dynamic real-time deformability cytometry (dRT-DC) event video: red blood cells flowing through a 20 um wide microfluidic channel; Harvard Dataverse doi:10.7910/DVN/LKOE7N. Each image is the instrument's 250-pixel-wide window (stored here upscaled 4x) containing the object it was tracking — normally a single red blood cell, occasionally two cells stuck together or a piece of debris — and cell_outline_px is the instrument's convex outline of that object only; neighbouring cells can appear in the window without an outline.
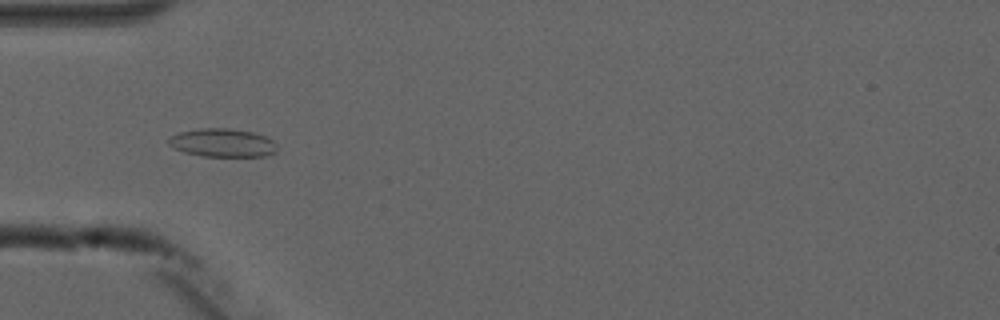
{"species": "common noctule bat (a hibernating species)", "species_latin": "Nyctalus noctula", "temperature_condition": "cold", "stored_images_in_passage": 9, "camera_frame_rate_fps": 3000, "um_per_image_px": 0.085, "animal": {"sex": "male", "forearm_length_mm": 52.5}, "frame": {"image": 1, "passage_image": 4, "time_ms": 3.333, "image_size_px": [1000, 320], "cell_outline_px": [[276, 152], [264, 156], [204, 156], [184, 152], [168, 144], [168, 140], [172, 136], [180, 132], [200, 128], [228, 128], [252, 132], [264, 136], [272, 140], [276, 144]], "centroid_in_image_um": [18.92, 12.13], "position_along_channel_um": 66.1, "area_um2": 17.69}}
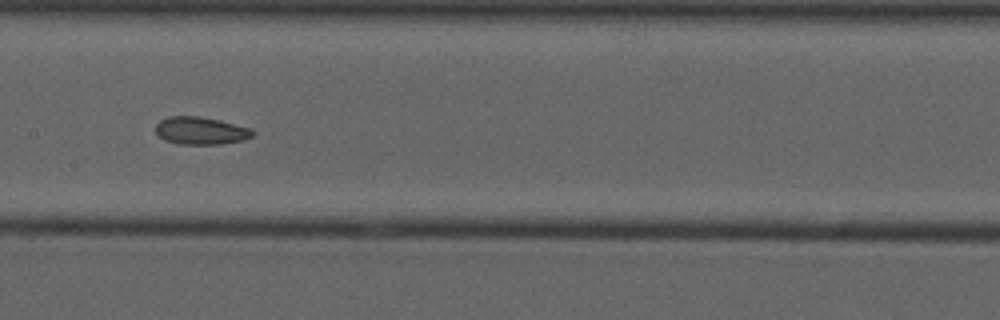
{"frame": {"image": 2, "passage_image": 7, "time_ms": 6.667, "image_size_px": [1000, 320], "cell_outline_px": [[256, 132], [252, 136], [244, 140], [220, 144], [176, 144], [164, 140], [156, 132], [156, 124], [160, 120], [168, 116], [200, 116], [220, 120], [252, 128]], "centroid_in_image_um": [17.08, 11.11], "position_along_channel_um": 190.3, "area_um2": 15.78}}
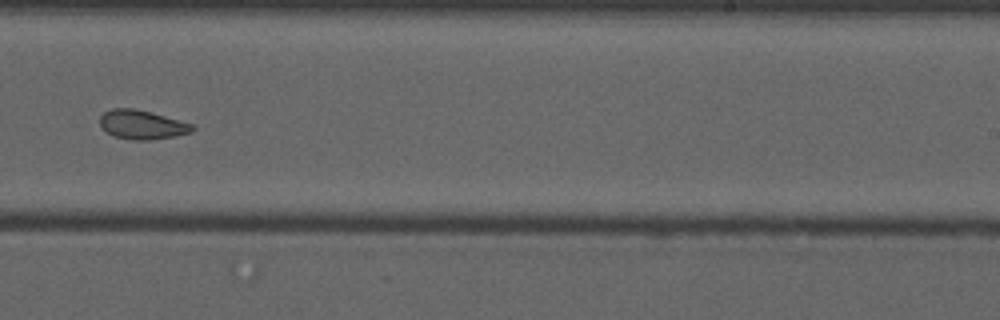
{"frame": {"image": 3, "passage_image": 9, "time_ms": 9.0, "image_size_px": [1000, 320], "cell_outline_px": [[196, 128], [192, 132], [172, 136], [148, 140], [132, 140], [112, 136], [100, 124], [100, 116], [104, 112], [112, 108], [132, 108], [164, 116], [192, 124]], "centroid_in_image_um": [12.05, 10.6], "position_along_channel_um": 277.0, "area_um2": 15.37}}